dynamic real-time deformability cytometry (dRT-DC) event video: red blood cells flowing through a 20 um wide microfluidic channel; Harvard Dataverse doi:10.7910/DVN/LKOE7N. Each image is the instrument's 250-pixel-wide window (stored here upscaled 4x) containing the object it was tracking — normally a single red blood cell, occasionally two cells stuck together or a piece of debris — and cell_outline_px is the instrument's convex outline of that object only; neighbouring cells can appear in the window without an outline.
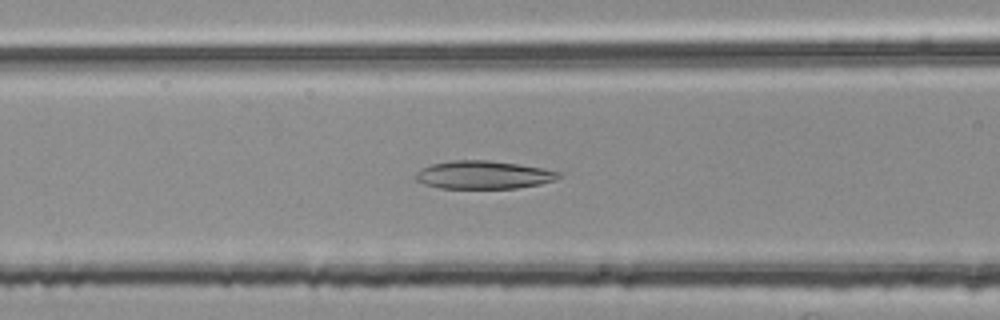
{"species": "common noctule bat (a hibernating species)", "species_latin": "Nyctalus noctula", "temperature_condition": "room temperature", "stored_images_in_passage": 45, "camera_frame_rate_fps": 3000, "um_per_image_px": 0.085, "animal": {"sex": "female", "body_mass_g": 25.1}, "frame": {"image": 1, "passage_image": 14, "time_ms": 4.333, "image_size_px": [1000, 320], "cell_outline_px": [[560, 176], [552, 180], [540, 184], [516, 188], [440, 188], [424, 184], [416, 180], [412, 176], [420, 168], [432, 164], [452, 160], [488, 160], [544, 168], [560, 172]], "centroid_in_image_um": [41.03, 14.86], "position_along_channel_um": 125.6, "area_um2": 23.35}}
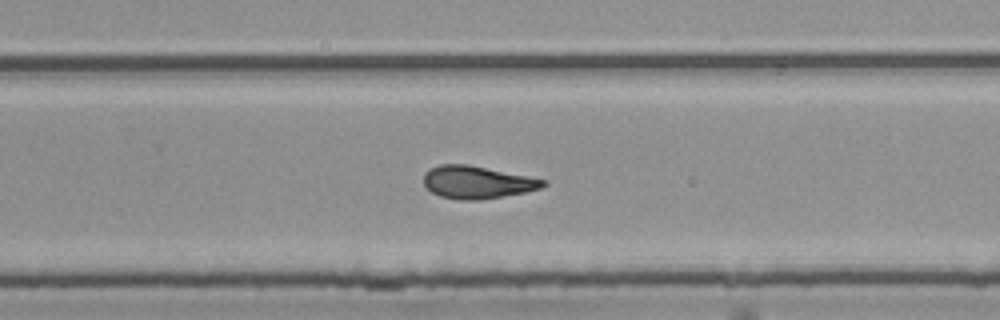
{"frame": {"image": 2, "passage_image": 27, "time_ms": 8.667, "image_size_px": [1000, 320], "cell_outline_px": [[548, 184], [540, 188], [524, 192], [484, 200], [456, 200], [440, 196], [432, 192], [424, 184], [424, 172], [428, 168], [440, 164], [468, 164], [544, 180]], "centroid_in_image_um": [40.49, 15.5], "position_along_channel_um": 289.3, "area_um2": 22.6}}
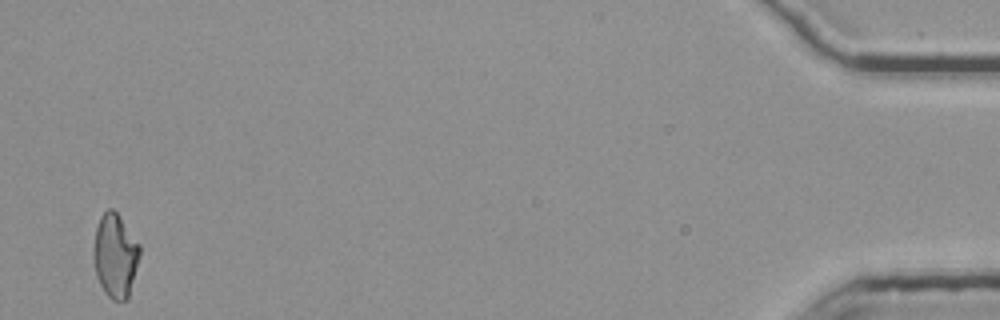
{"frame": {"image": 3, "passage_image": 45, "time_ms": 14.667, "image_size_px": [1000, 320], "cell_outline_px": [[140, 256], [128, 300], [112, 300], [104, 292], [96, 276], [92, 260], [92, 252], [96, 228], [100, 216], [108, 208], [112, 208], [116, 212], [140, 244]], "centroid_in_image_um": [9.78, 21.74], "position_along_channel_um": 425.4, "area_um2": 22.83}, "authors_computed_cell_mechanics": {"area_um2": 22.7732, "velocity_mm_per_s": 3.7997, "shape_relaxation_time_tau1_ms": null, "shape_relaxation_time_tau2_ms": 4.5868, "deformation_change_tau1": null, "deformation_change_tau2": 0.1326}}